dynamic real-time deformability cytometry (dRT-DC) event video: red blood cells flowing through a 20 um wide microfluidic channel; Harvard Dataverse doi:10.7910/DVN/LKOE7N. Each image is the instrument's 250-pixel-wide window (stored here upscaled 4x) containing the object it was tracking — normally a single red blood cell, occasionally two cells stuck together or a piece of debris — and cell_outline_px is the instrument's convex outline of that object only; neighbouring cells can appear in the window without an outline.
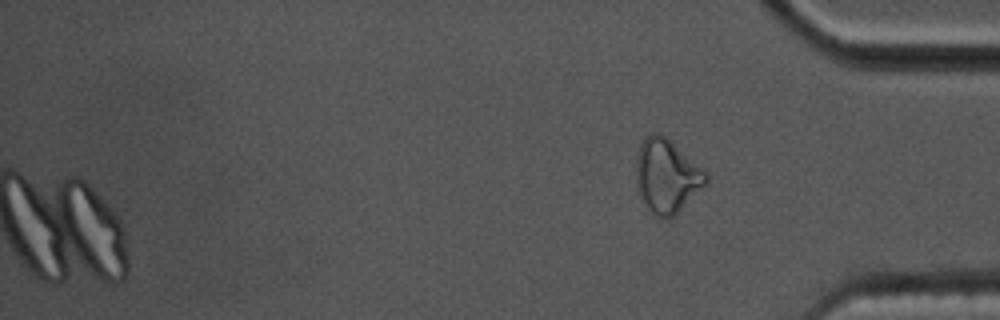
{"species": "common noctule bat (a hibernating species)", "species_latin": "Nyctalus noctula", "temperature_condition": "cold", "stored_images_in_passage": 54, "camera_frame_rate_fps": 3000, "um_per_image_px": 0.085, "animal": {"sex": "male", "body_mass_g": 17.5, "forearm_length_mm": 52.3}, "frame": {"image": 1, "passage_image": 54, "time_ms": 17.667, "image_size_px": [1000, 320], "cell_outline_px": [[708, 180], [668, 220], [656, 216], [640, 200], [636, 188], [636, 156], [640, 144], [644, 136], [652, 132], [656, 132], [664, 136], [704, 168], [708, 172]], "centroid_in_image_um": [56.62, 14.93], "position_along_channel_um": 378.6, "area_um2": 29.82}, "authors_computed_cell_mechanics": {"area_um2": 28.7844, "velocity_mm_per_s": 3.4633, "shape_relaxation_time_tau1_ms": 10.7296, "shape_relaxation_time_tau2_ms": 3.0897, "deformation_change_tau1": 0.2465, "deformation_change_tau2": 0.0848}}